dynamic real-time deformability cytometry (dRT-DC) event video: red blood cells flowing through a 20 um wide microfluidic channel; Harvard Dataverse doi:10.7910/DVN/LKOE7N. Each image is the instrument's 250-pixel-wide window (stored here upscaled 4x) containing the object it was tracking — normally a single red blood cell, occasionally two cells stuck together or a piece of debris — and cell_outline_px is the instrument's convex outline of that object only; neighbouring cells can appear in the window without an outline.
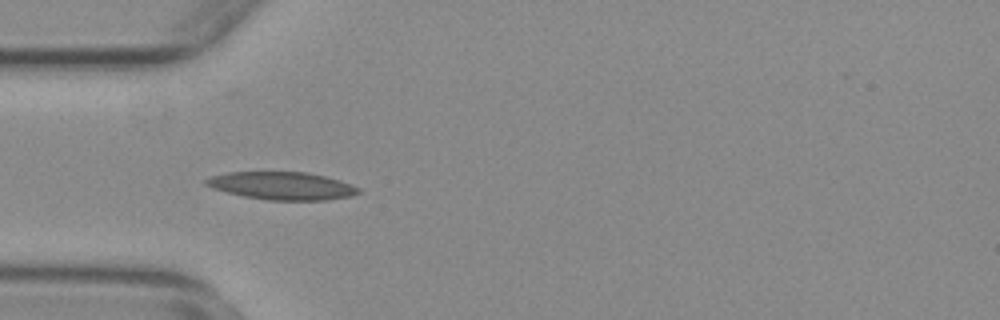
{"species": "common noctule bat (a hibernating species)", "species_latin": "Nyctalus noctula", "temperature_condition": "warm", "stored_images_in_passage": 54, "camera_frame_rate_fps": 3000, "um_per_image_px": 0.085, "animal": {"sex": "female", "body_mass_g": 29.2, "forearm_length_mm": 56.3}, "frame": {"image": 1, "passage_image": 16, "time_ms": 5.0, "image_size_px": [1000, 320], "cell_outline_px": [[360, 192], [352, 196], [328, 200], [268, 200], [244, 196], [212, 188], [204, 184], [204, 180], [212, 176], [228, 172], [304, 172], [324, 176], [340, 180], [360, 188]], "centroid_in_image_um": [23.98, 15.79], "position_along_channel_um": 61.0, "area_um2": 24.57}}
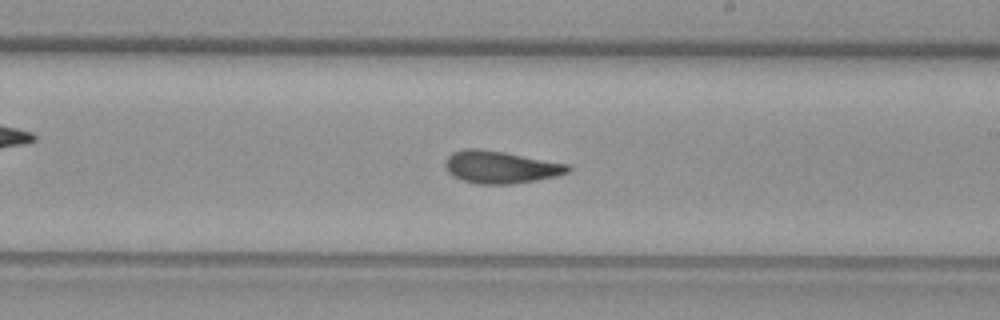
{"frame": {"image": 2, "passage_image": 31, "time_ms": 10.0, "image_size_px": [1000, 320], "cell_outline_px": [[572, 168], [568, 172], [556, 176], [536, 180], [512, 184], [476, 184], [452, 176], [448, 172], [444, 164], [448, 156], [452, 152], [464, 148], [476, 148], [504, 152], [568, 164]], "centroid_in_image_um": [42.52, 14.2], "position_along_channel_um": 246.5, "area_um2": 23.12}}
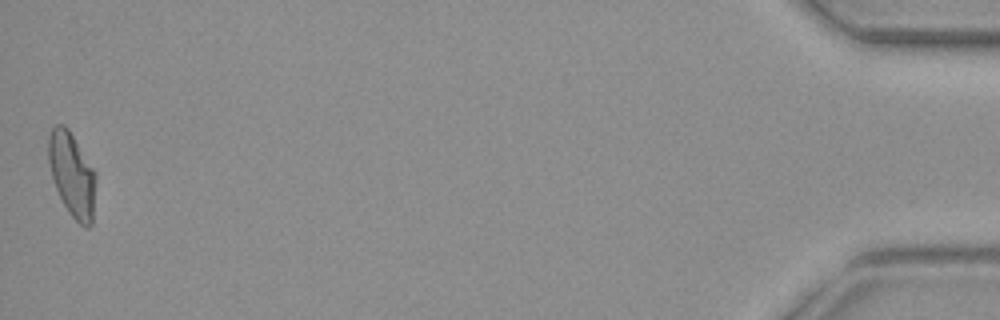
{"frame": {"image": 3, "passage_image": 54, "time_ms": 17.667, "image_size_px": [1000, 320], "cell_outline_px": [[96, 176], [92, 224], [88, 228], [84, 228], [68, 212], [56, 188], [52, 176], [48, 160], [48, 140], [52, 128], [56, 124], [64, 124], [68, 128], [96, 172]], "centroid_in_image_um": [6.13, 14.84], "position_along_channel_um": 429.1, "area_um2": 23.12}, "authors_computed_cell_mechanics": {"area_um2": 22.7732, "velocity_mm_per_s": 3.7416, "shape_relaxation_time_tau1_ms": null, "shape_relaxation_time_tau2_ms": 3.6096, "deformation_change_tau1": null, "deformation_change_tau2": 0.087}}